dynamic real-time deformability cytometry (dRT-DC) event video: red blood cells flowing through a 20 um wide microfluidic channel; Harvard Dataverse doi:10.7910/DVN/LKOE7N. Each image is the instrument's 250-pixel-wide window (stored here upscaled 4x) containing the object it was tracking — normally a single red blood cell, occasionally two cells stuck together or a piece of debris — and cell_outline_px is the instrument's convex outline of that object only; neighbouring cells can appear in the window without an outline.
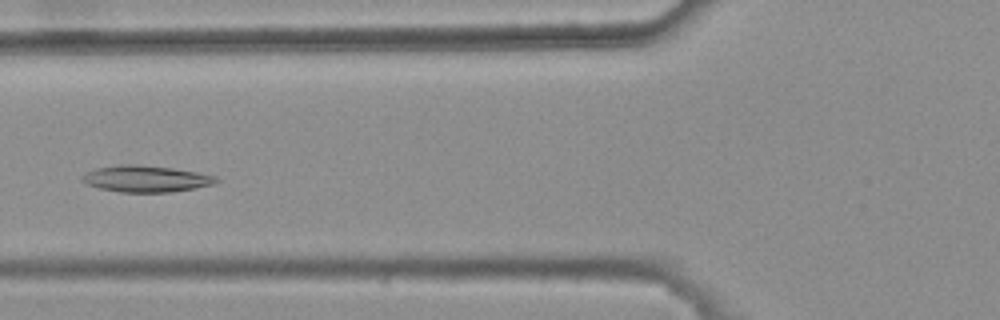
{"species": "common noctule bat (a hibernating species)", "species_latin": "Nyctalus noctula", "temperature_condition": "warm", "stored_images_in_passage": 5, "camera_frame_rate_fps": 3000, "um_per_image_px": 0.085, "animal": {"sex": "female", "body_mass_g": 25.1}, "frame": {"image": 1, "passage_image": 5, "time_ms": 1.333, "image_size_px": [1000, 320], "cell_outline_px": [[220, 180], [216, 184], [196, 188], [172, 192], [120, 192], [100, 188], [88, 184], [80, 180], [80, 176], [96, 168], [120, 164], [136, 164], [172, 168], [196, 172], [216, 176]], "centroid_in_image_um": [12.43, 15.2], "position_along_channel_um": 113.4, "area_um2": 20.75}}